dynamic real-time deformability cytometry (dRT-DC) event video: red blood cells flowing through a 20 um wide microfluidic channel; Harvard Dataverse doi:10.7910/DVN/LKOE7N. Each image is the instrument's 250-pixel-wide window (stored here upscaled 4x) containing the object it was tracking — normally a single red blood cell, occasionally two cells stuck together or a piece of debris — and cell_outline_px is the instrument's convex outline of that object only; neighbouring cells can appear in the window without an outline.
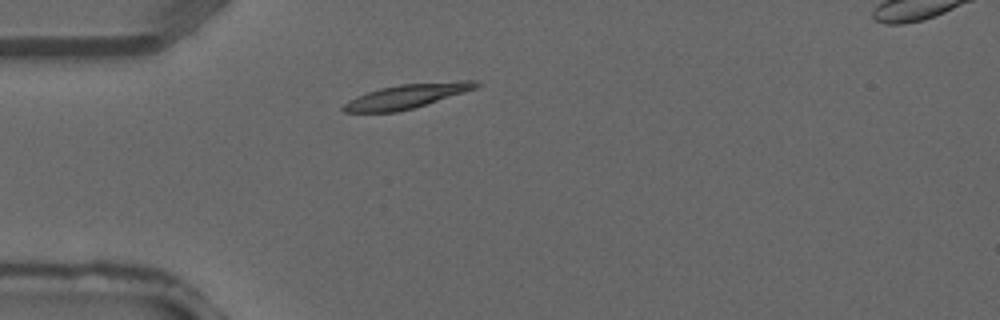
{"species": "common noctule bat (a hibernating species)", "species_latin": "Nyctalus noctula", "temperature_condition": "warm", "stored_images_in_passage": 2, "camera_frame_rate_fps": 3000, "um_per_image_px": 0.085, "animal": {"sex": "male", "forearm_length_mm": 52.5}, "frame": {"image": 1, "passage_image": 2, "time_ms": 0.333, "image_size_px": [1000, 320], "cell_outline_px": [[480, 84], [476, 88], [412, 108], [396, 112], [344, 112], [340, 108], [348, 100], [356, 96], [380, 88], [400, 84], [460, 80], [476, 80]], "centroid_in_image_um": [34.54, 8.16], "position_along_channel_um": 50.5, "area_um2": 18.55}}